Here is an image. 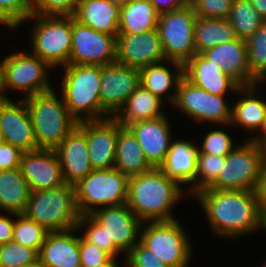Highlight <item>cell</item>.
Masks as SVG:
<instances>
[{
    "instance_id": "obj_8",
    "label": "cell",
    "mask_w": 266,
    "mask_h": 267,
    "mask_svg": "<svg viewBox=\"0 0 266 267\" xmlns=\"http://www.w3.org/2000/svg\"><path fill=\"white\" fill-rule=\"evenodd\" d=\"M42 15L33 13L36 25L32 31L33 54L51 68L69 64L72 44V15Z\"/></svg>"
},
{
    "instance_id": "obj_54",
    "label": "cell",
    "mask_w": 266,
    "mask_h": 267,
    "mask_svg": "<svg viewBox=\"0 0 266 267\" xmlns=\"http://www.w3.org/2000/svg\"><path fill=\"white\" fill-rule=\"evenodd\" d=\"M8 99V97H5L3 88H2V68L0 64V100Z\"/></svg>"
},
{
    "instance_id": "obj_21",
    "label": "cell",
    "mask_w": 266,
    "mask_h": 267,
    "mask_svg": "<svg viewBox=\"0 0 266 267\" xmlns=\"http://www.w3.org/2000/svg\"><path fill=\"white\" fill-rule=\"evenodd\" d=\"M201 55L208 62L220 66L240 86L258 84L250 74L246 41L237 38L208 49Z\"/></svg>"
},
{
    "instance_id": "obj_44",
    "label": "cell",
    "mask_w": 266,
    "mask_h": 267,
    "mask_svg": "<svg viewBox=\"0 0 266 267\" xmlns=\"http://www.w3.org/2000/svg\"><path fill=\"white\" fill-rule=\"evenodd\" d=\"M88 225L86 232L83 234V238L101 248L103 251L108 253V236L104 231V228L98 224L90 215H82L79 217L77 229L82 226Z\"/></svg>"
},
{
    "instance_id": "obj_33",
    "label": "cell",
    "mask_w": 266,
    "mask_h": 267,
    "mask_svg": "<svg viewBox=\"0 0 266 267\" xmlns=\"http://www.w3.org/2000/svg\"><path fill=\"white\" fill-rule=\"evenodd\" d=\"M169 62L173 63L177 69L175 71L177 73L174 75L170 69L165 67L167 62L165 64L161 62L140 68V84L160 99L162 95L169 92L172 86L177 88L180 80L184 77V65L175 61Z\"/></svg>"
},
{
    "instance_id": "obj_57",
    "label": "cell",
    "mask_w": 266,
    "mask_h": 267,
    "mask_svg": "<svg viewBox=\"0 0 266 267\" xmlns=\"http://www.w3.org/2000/svg\"><path fill=\"white\" fill-rule=\"evenodd\" d=\"M22 267H43V266L39 263V261H36L30 264H27L25 266H22Z\"/></svg>"
},
{
    "instance_id": "obj_13",
    "label": "cell",
    "mask_w": 266,
    "mask_h": 267,
    "mask_svg": "<svg viewBox=\"0 0 266 267\" xmlns=\"http://www.w3.org/2000/svg\"><path fill=\"white\" fill-rule=\"evenodd\" d=\"M90 216L104 228L108 236V254L112 257L116 258L119 252L127 255L140 241V229L144 223L126 203L98 207Z\"/></svg>"
},
{
    "instance_id": "obj_41",
    "label": "cell",
    "mask_w": 266,
    "mask_h": 267,
    "mask_svg": "<svg viewBox=\"0 0 266 267\" xmlns=\"http://www.w3.org/2000/svg\"><path fill=\"white\" fill-rule=\"evenodd\" d=\"M81 0H32L33 13L42 15H73Z\"/></svg>"
},
{
    "instance_id": "obj_45",
    "label": "cell",
    "mask_w": 266,
    "mask_h": 267,
    "mask_svg": "<svg viewBox=\"0 0 266 267\" xmlns=\"http://www.w3.org/2000/svg\"><path fill=\"white\" fill-rule=\"evenodd\" d=\"M81 267H95L108 262L112 256L94 244L79 237Z\"/></svg>"
},
{
    "instance_id": "obj_7",
    "label": "cell",
    "mask_w": 266,
    "mask_h": 267,
    "mask_svg": "<svg viewBox=\"0 0 266 267\" xmlns=\"http://www.w3.org/2000/svg\"><path fill=\"white\" fill-rule=\"evenodd\" d=\"M197 15L189 3L159 14L157 30L165 59L185 65L195 54L194 32Z\"/></svg>"
},
{
    "instance_id": "obj_5",
    "label": "cell",
    "mask_w": 266,
    "mask_h": 267,
    "mask_svg": "<svg viewBox=\"0 0 266 267\" xmlns=\"http://www.w3.org/2000/svg\"><path fill=\"white\" fill-rule=\"evenodd\" d=\"M24 215L48 232L77 228L80 214L74 186L65 183L55 188L31 191Z\"/></svg>"
},
{
    "instance_id": "obj_60",
    "label": "cell",
    "mask_w": 266,
    "mask_h": 267,
    "mask_svg": "<svg viewBox=\"0 0 266 267\" xmlns=\"http://www.w3.org/2000/svg\"><path fill=\"white\" fill-rule=\"evenodd\" d=\"M0 20H6V19L0 14Z\"/></svg>"
},
{
    "instance_id": "obj_50",
    "label": "cell",
    "mask_w": 266,
    "mask_h": 267,
    "mask_svg": "<svg viewBox=\"0 0 266 267\" xmlns=\"http://www.w3.org/2000/svg\"><path fill=\"white\" fill-rule=\"evenodd\" d=\"M250 2L262 19L266 21V0H250Z\"/></svg>"
},
{
    "instance_id": "obj_48",
    "label": "cell",
    "mask_w": 266,
    "mask_h": 267,
    "mask_svg": "<svg viewBox=\"0 0 266 267\" xmlns=\"http://www.w3.org/2000/svg\"><path fill=\"white\" fill-rule=\"evenodd\" d=\"M14 220L8 216L0 215V244L13 240Z\"/></svg>"
},
{
    "instance_id": "obj_25",
    "label": "cell",
    "mask_w": 266,
    "mask_h": 267,
    "mask_svg": "<svg viewBox=\"0 0 266 267\" xmlns=\"http://www.w3.org/2000/svg\"><path fill=\"white\" fill-rule=\"evenodd\" d=\"M120 14L121 7L108 0H81L73 16L82 25L117 37Z\"/></svg>"
},
{
    "instance_id": "obj_32",
    "label": "cell",
    "mask_w": 266,
    "mask_h": 267,
    "mask_svg": "<svg viewBox=\"0 0 266 267\" xmlns=\"http://www.w3.org/2000/svg\"><path fill=\"white\" fill-rule=\"evenodd\" d=\"M194 45L196 54L237 39L235 31L228 19L200 18L195 24Z\"/></svg>"
},
{
    "instance_id": "obj_51",
    "label": "cell",
    "mask_w": 266,
    "mask_h": 267,
    "mask_svg": "<svg viewBox=\"0 0 266 267\" xmlns=\"http://www.w3.org/2000/svg\"><path fill=\"white\" fill-rule=\"evenodd\" d=\"M259 131L262 132V135H258V136L255 135V137L250 138V141L260 146L266 140V117Z\"/></svg>"
},
{
    "instance_id": "obj_11",
    "label": "cell",
    "mask_w": 266,
    "mask_h": 267,
    "mask_svg": "<svg viewBox=\"0 0 266 267\" xmlns=\"http://www.w3.org/2000/svg\"><path fill=\"white\" fill-rule=\"evenodd\" d=\"M170 97V98H169ZM172 105L197 121L230 124L232 107L228 106L224 96L214 95L201 89L183 77L173 95L168 94Z\"/></svg>"
},
{
    "instance_id": "obj_35",
    "label": "cell",
    "mask_w": 266,
    "mask_h": 267,
    "mask_svg": "<svg viewBox=\"0 0 266 267\" xmlns=\"http://www.w3.org/2000/svg\"><path fill=\"white\" fill-rule=\"evenodd\" d=\"M251 76L259 83L266 80V21L246 40Z\"/></svg>"
},
{
    "instance_id": "obj_43",
    "label": "cell",
    "mask_w": 266,
    "mask_h": 267,
    "mask_svg": "<svg viewBox=\"0 0 266 267\" xmlns=\"http://www.w3.org/2000/svg\"><path fill=\"white\" fill-rule=\"evenodd\" d=\"M125 256L128 267H168L140 241Z\"/></svg>"
},
{
    "instance_id": "obj_9",
    "label": "cell",
    "mask_w": 266,
    "mask_h": 267,
    "mask_svg": "<svg viewBox=\"0 0 266 267\" xmlns=\"http://www.w3.org/2000/svg\"><path fill=\"white\" fill-rule=\"evenodd\" d=\"M262 163L261 147L249 140L226 156L217 179L209 188L255 191Z\"/></svg>"
},
{
    "instance_id": "obj_3",
    "label": "cell",
    "mask_w": 266,
    "mask_h": 267,
    "mask_svg": "<svg viewBox=\"0 0 266 267\" xmlns=\"http://www.w3.org/2000/svg\"><path fill=\"white\" fill-rule=\"evenodd\" d=\"M64 68L62 98L69 113L78 122L110 118L101 106V66L67 64Z\"/></svg>"
},
{
    "instance_id": "obj_52",
    "label": "cell",
    "mask_w": 266,
    "mask_h": 267,
    "mask_svg": "<svg viewBox=\"0 0 266 267\" xmlns=\"http://www.w3.org/2000/svg\"><path fill=\"white\" fill-rule=\"evenodd\" d=\"M95 267H119L116 259L112 257L108 262L97 265Z\"/></svg>"
},
{
    "instance_id": "obj_42",
    "label": "cell",
    "mask_w": 266,
    "mask_h": 267,
    "mask_svg": "<svg viewBox=\"0 0 266 267\" xmlns=\"http://www.w3.org/2000/svg\"><path fill=\"white\" fill-rule=\"evenodd\" d=\"M203 140L200 153L227 156L234 149L232 138L224 131H210Z\"/></svg>"
},
{
    "instance_id": "obj_39",
    "label": "cell",
    "mask_w": 266,
    "mask_h": 267,
    "mask_svg": "<svg viewBox=\"0 0 266 267\" xmlns=\"http://www.w3.org/2000/svg\"><path fill=\"white\" fill-rule=\"evenodd\" d=\"M0 14L16 29L33 14L32 0H0Z\"/></svg>"
},
{
    "instance_id": "obj_6",
    "label": "cell",
    "mask_w": 266,
    "mask_h": 267,
    "mask_svg": "<svg viewBox=\"0 0 266 267\" xmlns=\"http://www.w3.org/2000/svg\"><path fill=\"white\" fill-rule=\"evenodd\" d=\"M129 177L116 168L93 169L74 186L80 216L90 215L95 206H118L128 198Z\"/></svg>"
},
{
    "instance_id": "obj_37",
    "label": "cell",
    "mask_w": 266,
    "mask_h": 267,
    "mask_svg": "<svg viewBox=\"0 0 266 267\" xmlns=\"http://www.w3.org/2000/svg\"><path fill=\"white\" fill-rule=\"evenodd\" d=\"M225 159L226 156L198 152L196 178L192 183L194 186L191 185L194 194L208 188L217 179Z\"/></svg>"
},
{
    "instance_id": "obj_29",
    "label": "cell",
    "mask_w": 266,
    "mask_h": 267,
    "mask_svg": "<svg viewBox=\"0 0 266 267\" xmlns=\"http://www.w3.org/2000/svg\"><path fill=\"white\" fill-rule=\"evenodd\" d=\"M31 189L20 168L0 171V210L10 215L24 214Z\"/></svg>"
},
{
    "instance_id": "obj_17",
    "label": "cell",
    "mask_w": 266,
    "mask_h": 267,
    "mask_svg": "<svg viewBox=\"0 0 266 267\" xmlns=\"http://www.w3.org/2000/svg\"><path fill=\"white\" fill-rule=\"evenodd\" d=\"M77 127L85 134L90 164L93 169L114 168L117 121L113 118L80 121Z\"/></svg>"
},
{
    "instance_id": "obj_55",
    "label": "cell",
    "mask_w": 266,
    "mask_h": 267,
    "mask_svg": "<svg viewBox=\"0 0 266 267\" xmlns=\"http://www.w3.org/2000/svg\"><path fill=\"white\" fill-rule=\"evenodd\" d=\"M110 3L119 5L120 7H122L123 5H125L128 0H108Z\"/></svg>"
},
{
    "instance_id": "obj_38",
    "label": "cell",
    "mask_w": 266,
    "mask_h": 267,
    "mask_svg": "<svg viewBox=\"0 0 266 267\" xmlns=\"http://www.w3.org/2000/svg\"><path fill=\"white\" fill-rule=\"evenodd\" d=\"M38 261V252L14 241L0 244V267H22Z\"/></svg>"
},
{
    "instance_id": "obj_12",
    "label": "cell",
    "mask_w": 266,
    "mask_h": 267,
    "mask_svg": "<svg viewBox=\"0 0 266 267\" xmlns=\"http://www.w3.org/2000/svg\"><path fill=\"white\" fill-rule=\"evenodd\" d=\"M24 52L6 56L2 62V88L24 90L29 97L52 90L46 77L47 68L50 65L37 55H28Z\"/></svg>"
},
{
    "instance_id": "obj_24",
    "label": "cell",
    "mask_w": 266,
    "mask_h": 267,
    "mask_svg": "<svg viewBox=\"0 0 266 267\" xmlns=\"http://www.w3.org/2000/svg\"><path fill=\"white\" fill-rule=\"evenodd\" d=\"M77 228L49 232L38 251V261L43 267H81L79 237L71 232Z\"/></svg>"
},
{
    "instance_id": "obj_56",
    "label": "cell",
    "mask_w": 266,
    "mask_h": 267,
    "mask_svg": "<svg viewBox=\"0 0 266 267\" xmlns=\"http://www.w3.org/2000/svg\"><path fill=\"white\" fill-rule=\"evenodd\" d=\"M263 155V160L266 161V140L260 145Z\"/></svg>"
},
{
    "instance_id": "obj_19",
    "label": "cell",
    "mask_w": 266,
    "mask_h": 267,
    "mask_svg": "<svg viewBox=\"0 0 266 267\" xmlns=\"http://www.w3.org/2000/svg\"><path fill=\"white\" fill-rule=\"evenodd\" d=\"M0 125L5 142L23 152L38 149L33 124L24 99L18 103L10 98L0 100Z\"/></svg>"
},
{
    "instance_id": "obj_31",
    "label": "cell",
    "mask_w": 266,
    "mask_h": 267,
    "mask_svg": "<svg viewBox=\"0 0 266 267\" xmlns=\"http://www.w3.org/2000/svg\"><path fill=\"white\" fill-rule=\"evenodd\" d=\"M256 85L240 86L237 92L245 95L237 104L232 106V125H241L246 129L259 130L266 117V101L256 98L254 90ZM245 92V93H244Z\"/></svg>"
},
{
    "instance_id": "obj_22",
    "label": "cell",
    "mask_w": 266,
    "mask_h": 267,
    "mask_svg": "<svg viewBox=\"0 0 266 267\" xmlns=\"http://www.w3.org/2000/svg\"><path fill=\"white\" fill-rule=\"evenodd\" d=\"M65 183L75 185L92 170L85 134L76 126L55 149Z\"/></svg>"
},
{
    "instance_id": "obj_20",
    "label": "cell",
    "mask_w": 266,
    "mask_h": 267,
    "mask_svg": "<svg viewBox=\"0 0 266 267\" xmlns=\"http://www.w3.org/2000/svg\"><path fill=\"white\" fill-rule=\"evenodd\" d=\"M126 127L140 144L148 163L153 168H160L172 142L166 115L156 119L138 121Z\"/></svg>"
},
{
    "instance_id": "obj_59",
    "label": "cell",
    "mask_w": 266,
    "mask_h": 267,
    "mask_svg": "<svg viewBox=\"0 0 266 267\" xmlns=\"http://www.w3.org/2000/svg\"><path fill=\"white\" fill-rule=\"evenodd\" d=\"M5 142L4 134L0 125V145Z\"/></svg>"
},
{
    "instance_id": "obj_16",
    "label": "cell",
    "mask_w": 266,
    "mask_h": 267,
    "mask_svg": "<svg viewBox=\"0 0 266 267\" xmlns=\"http://www.w3.org/2000/svg\"><path fill=\"white\" fill-rule=\"evenodd\" d=\"M158 30L139 34L119 33L116 37V62L142 68L164 62Z\"/></svg>"
},
{
    "instance_id": "obj_58",
    "label": "cell",
    "mask_w": 266,
    "mask_h": 267,
    "mask_svg": "<svg viewBox=\"0 0 266 267\" xmlns=\"http://www.w3.org/2000/svg\"><path fill=\"white\" fill-rule=\"evenodd\" d=\"M0 24H4L6 26H8L10 29H14V27L7 21V20H0Z\"/></svg>"
},
{
    "instance_id": "obj_27",
    "label": "cell",
    "mask_w": 266,
    "mask_h": 267,
    "mask_svg": "<svg viewBox=\"0 0 266 267\" xmlns=\"http://www.w3.org/2000/svg\"><path fill=\"white\" fill-rule=\"evenodd\" d=\"M114 168L128 177L146 173L153 169L135 136L117 122V143Z\"/></svg>"
},
{
    "instance_id": "obj_23",
    "label": "cell",
    "mask_w": 266,
    "mask_h": 267,
    "mask_svg": "<svg viewBox=\"0 0 266 267\" xmlns=\"http://www.w3.org/2000/svg\"><path fill=\"white\" fill-rule=\"evenodd\" d=\"M184 77L195 86L219 96L240 87L220 66L208 62L201 54H195L184 65Z\"/></svg>"
},
{
    "instance_id": "obj_28",
    "label": "cell",
    "mask_w": 266,
    "mask_h": 267,
    "mask_svg": "<svg viewBox=\"0 0 266 267\" xmlns=\"http://www.w3.org/2000/svg\"><path fill=\"white\" fill-rule=\"evenodd\" d=\"M161 105V99L140 84L113 118L124 127L138 121L156 119L165 115L160 109Z\"/></svg>"
},
{
    "instance_id": "obj_18",
    "label": "cell",
    "mask_w": 266,
    "mask_h": 267,
    "mask_svg": "<svg viewBox=\"0 0 266 267\" xmlns=\"http://www.w3.org/2000/svg\"><path fill=\"white\" fill-rule=\"evenodd\" d=\"M20 169L31 191L55 188L65 184L61 163L54 149L24 152Z\"/></svg>"
},
{
    "instance_id": "obj_53",
    "label": "cell",
    "mask_w": 266,
    "mask_h": 267,
    "mask_svg": "<svg viewBox=\"0 0 266 267\" xmlns=\"http://www.w3.org/2000/svg\"><path fill=\"white\" fill-rule=\"evenodd\" d=\"M261 227H263L264 229H266V204L262 207Z\"/></svg>"
},
{
    "instance_id": "obj_46",
    "label": "cell",
    "mask_w": 266,
    "mask_h": 267,
    "mask_svg": "<svg viewBox=\"0 0 266 267\" xmlns=\"http://www.w3.org/2000/svg\"><path fill=\"white\" fill-rule=\"evenodd\" d=\"M23 151L7 142L0 145V171L20 168Z\"/></svg>"
},
{
    "instance_id": "obj_26",
    "label": "cell",
    "mask_w": 266,
    "mask_h": 267,
    "mask_svg": "<svg viewBox=\"0 0 266 267\" xmlns=\"http://www.w3.org/2000/svg\"><path fill=\"white\" fill-rule=\"evenodd\" d=\"M199 148L189 141H172L160 169L179 185L193 183L197 173Z\"/></svg>"
},
{
    "instance_id": "obj_40",
    "label": "cell",
    "mask_w": 266,
    "mask_h": 267,
    "mask_svg": "<svg viewBox=\"0 0 266 267\" xmlns=\"http://www.w3.org/2000/svg\"><path fill=\"white\" fill-rule=\"evenodd\" d=\"M233 0H189L197 17L227 19Z\"/></svg>"
},
{
    "instance_id": "obj_2",
    "label": "cell",
    "mask_w": 266,
    "mask_h": 267,
    "mask_svg": "<svg viewBox=\"0 0 266 267\" xmlns=\"http://www.w3.org/2000/svg\"><path fill=\"white\" fill-rule=\"evenodd\" d=\"M180 185L160 168L129 177L126 204L142 221L175 220L171 207L182 197Z\"/></svg>"
},
{
    "instance_id": "obj_15",
    "label": "cell",
    "mask_w": 266,
    "mask_h": 267,
    "mask_svg": "<svg viewBox=\"0 0 266 267\" xmlns=\"http://www.w3.org/2000/svg\"><path fill=\"white\" fill-rule=\"evenodd\" d=\"M139 85L140 68L117 62L101 66L99 94L101 106L108 116L114 117Z\"/></svg>"
},
{
    "instance_id": "obj_1",
    "label": "cell",
    "mask_w": 266,
    "mask_h": 267,
    "mask_svg": "<svg viewBox=\"0 0 266 267\" xmlns=\"http://www.w3.org/2000/svg\"><path fill=\"white\" fill-rule=\"evenodd\" d=\"M198 198L213 232L223 237L244 235L261 227L262 208L255 191L204 188Z\"/></svg>"
},
{
    "instance_id": "obj_14",
    "label": "cell",
    "mask_w": 266,
    "mask_h": 267,
    "mask_svg": "<svg viewBox=\"0 0 266 267\" xmlns=\"http://www.w3.org/2000/svg\"><path fill=\"white\" fill-rule=\"evenodd\" d=\"M116 62V37L80 24L72 15L69 64L108 65Z\"/></svg>"
},
{
    "instance_id": "obj_10",
    "label": "cell",
    "mask_w": 266,
    "mask_h": 267,
    "mask_svg": "<svg viewBox=\"0 0 266 267\" xmlns=\"http://www.w3.org/2000/svg\"><path fill=\"white\" fill-rule=\"evenodd\" d=\"M140 242L168 267L188 266L191 244L177 220L150 221L140 231Z\"/></svg>"
},
{
    "instance_id": "obj_30",
    "label": "cell",
    "mask_w": 266,
    "mask_h": 267,
    "mask_svg": "<svg viewBox=\"0 0 266 267\" xmlns=\"http://www.w3.org/2000/svg\"><path fill=\"white\" fill-rule=\"evenodd\" d=\"M159 13L149 0L127 2L121 7L119 33L139 34L157 29Z\"/></svg>"
},
{
    "instance_id": "obj_36",
    "label": "cell",
    "mask_w": 266,
    "mask_h": 267,
    "mask_svg": "<svg viewBox=\"0 0 266 267\" xmlns=\"http://www.w3.org/2000/svg\"><path fill=\"white\" fill-rule=\"evenodd\" d=\"M14 216L18 218L14 220L12 241L38 252L49 232L24 214L14 213Z\"/></svg>"
},
{
    "instance_id": "obj_34",
    "label": "cell",
    "mask_w": 266,
    "mask_h": 267,
    "mask_svg": "<svg viewBox=\"0 0 266 267\" xmlns=\"http://www.w3.org/2000/svg\"><path fill=\"white\" fill-rule=\"evenodd\" d=\"M228 21L236 37L246 41L265 22L252 6L250 0H233Z\"/></svg>"
},
{
    "instance_id": "obj_49",
    "label": "cell",
    "mask_w": 266,
    "mask_h": 267,
    "mask_svg": "<svg viewBox=\"0 0 266 267\" xmlns=\"http://www.w3.org/2000/svg\"><path fill=\"white\" fill-rule=\"evenodd\" d=\"M257 199L260 203L261 208L266 204V161L263 160L259 182L257 184V188L255 190Z\"/></svg>"
},
{
    "instance_id": "obj_47",
    "label": "cell",
    "mask_w": 266,
    "mask_h": 267,
    "mask_svg": "<svg viewBox=\"0 0 266 267\" xmlns=\"http://www.w3.org/2000/svg\"><path fill=\"white\" fill-rule=\"evenodd\" d=\"M155 10L161 14L164 12H170L178 10L189 4V0H149Z\"/></svg>"
},
{
    "instance_id": "obj_4",
    "label": "cell",
    "mask_w": 266,
    "mask_h": 267,
    "mask_svg": "<svg viewBox=\"0 0 266 267\" xmlns=\"http://www.w3.org/2000/svg\"><path fill=\"white\" fill-rule=\"evenodd\" d=\"M54 89L26 97L24 100L33 124L38 149H56L77 126L63 98L58 99ZM55 92V93H54Z\"/></svg>"
}]
</instances>
